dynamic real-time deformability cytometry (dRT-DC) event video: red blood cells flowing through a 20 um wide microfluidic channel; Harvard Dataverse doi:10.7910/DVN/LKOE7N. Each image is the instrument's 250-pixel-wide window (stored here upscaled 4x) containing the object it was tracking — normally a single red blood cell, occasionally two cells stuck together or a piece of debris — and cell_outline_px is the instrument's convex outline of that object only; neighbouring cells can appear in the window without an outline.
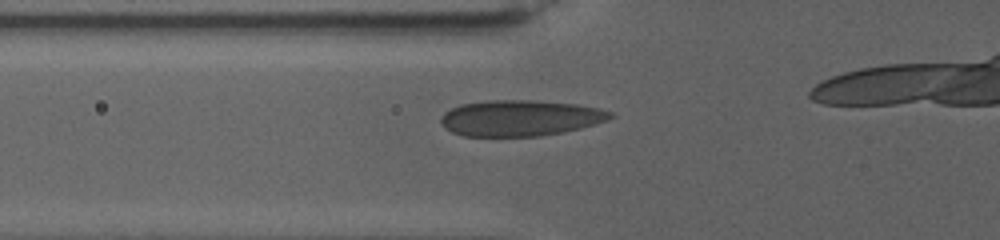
{"species": "human", "species_latin": "Homo sapiens", "temperature_condition": "warm", "stored_images_in_passage": 46, "camera_frame_rate_fps": 3000, "um_per_image_px": 0.085, "donor": {"sex": "female"}, "frame": {"image": 1, "passage_image": 14, "time_ms": 4.333, "image_size_px": [1000, 240], "cell_outline_px": [[616, 116], [608, 120], [580, 128], [564, 132], [540, 136], [464, 136], [452, 132], [440, 124], [440, 116], [444, 112], [460, 104], [488, 100], [532, 100], [576, 104], [600, 108], [612, 112]], "centroid_in_image_um": [44.21, 10.03], "position_along_channel_um": 81.6, "area_um2": 35.72}}
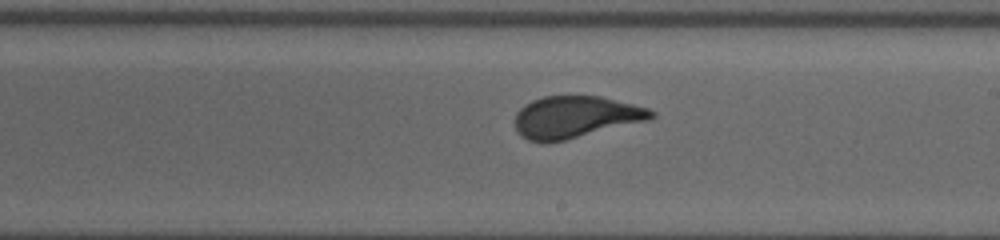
{"frame": {"image": 2, "passage_image": 30, "time_ms": 10.333, "image_size_px": [1000, 240], "cell_outline_px": [[656, 116], [648, 120], [564, 140], [528, 140], [520, 136], [516, 132], [516, 112], [524, 104], [532, 100], [544, 96], [600, 96], [648, 108], [656, 112]], "centroid_in_image_um": [48.91, 9.92], "position_along_channel_um": 240.1, "area_um2": 32.77}}
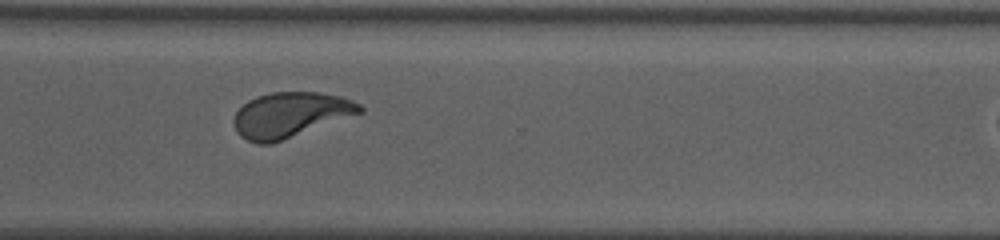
{"frame": {"image": 3, "passage_image": 45, "time_ms": 14.333, "image_size_px": [1000, 240], "cell_outline_px": [[364, 112], [268, 144], [256, 144], [240, 136], [236, 132], [232, 120], [236, 112], [248, 100], [256, 96], [272, 92], [320, 92], [340, 96], [352, 100], [360, 104], [364, 108]], "centroid_in_image_um": [24.66, 9.74], "position_along_channel_um": 345.9, "area_um2": 32.95}}